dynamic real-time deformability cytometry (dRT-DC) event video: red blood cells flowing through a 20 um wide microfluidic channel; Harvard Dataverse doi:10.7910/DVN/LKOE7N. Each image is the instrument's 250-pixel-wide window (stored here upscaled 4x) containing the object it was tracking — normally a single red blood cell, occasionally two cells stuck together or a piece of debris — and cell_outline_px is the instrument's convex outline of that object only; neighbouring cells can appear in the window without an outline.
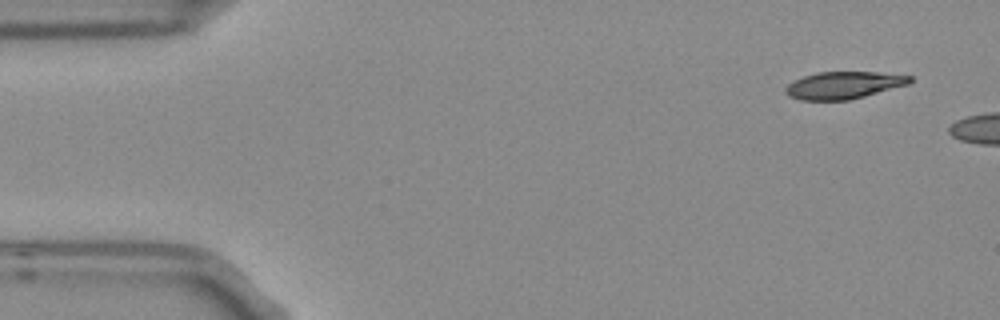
{"species": "Egyptian fruit bat (a non-hibernating species)", "species_latin": "Rousettus aegyptiacus", "temperature_condition": "room temperature", "stored_images_in_passage": 3, "camera_frame_rate_fps": 3000, "um_per_image_px": 0.085, "frame": {"image": 1, "passage_image": 1, "time_ms": 0.0, "image_size_px": [1000, 320], "cell_outline_px": [[912, 80], [908, 84], [864, 96], [848, 100], [800, 100], [788, 96], [784, 92], [784, 88], [788, 84], [804, 76], [816, 72], [876, 72], [912, 76]], "centroid_in_image_um": [71.67, 7.24], "position_along_channel_um": 13.3, "area_um2": 19.59}}